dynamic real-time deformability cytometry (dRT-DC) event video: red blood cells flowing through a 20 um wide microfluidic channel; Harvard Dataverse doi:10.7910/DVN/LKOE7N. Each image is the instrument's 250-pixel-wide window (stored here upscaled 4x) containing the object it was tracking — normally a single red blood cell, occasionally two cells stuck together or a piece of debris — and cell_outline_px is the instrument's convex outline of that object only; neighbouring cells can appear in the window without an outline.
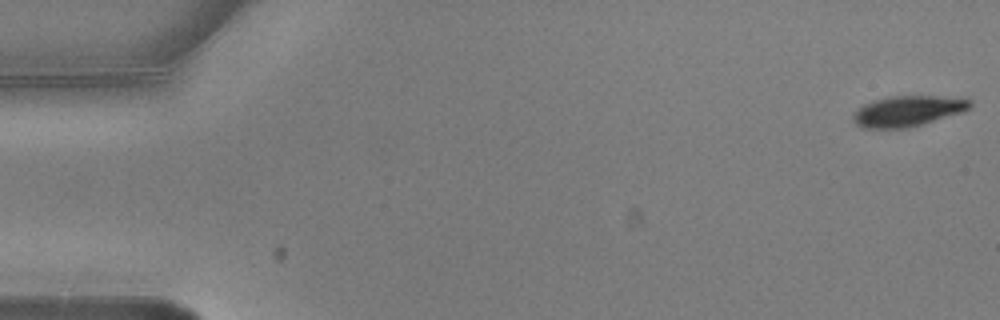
{"species": "common noctule bat (a hibernating species)", "species_latin": "Nyctalus noctula", "temperature_condition": "warm", "stored_images_in_passage": 5, "camera_frame_rate_fps": 3000, "um_per_image_px": 0.085, "animal": {"sex": "male", "body_mass_g": 20.5, "forearm_length_mm": 52.5}, "frame": {"image": 1, "passage_image": 1, "time_ms": 0.0, "image_size_px": [1000, 320], "cell_outline_px": [[972, 104], [968, 108], [960, 112], [908, 128], [860, 128], [852, 120], [852, 116], [864, 104], [876, 100], [892, 96], [932, 96], [972, 100]], "centroid_in_image_um": [77.1, 9.45], "position_along_channel_um": 7.9, "area_um2": 20.29}}
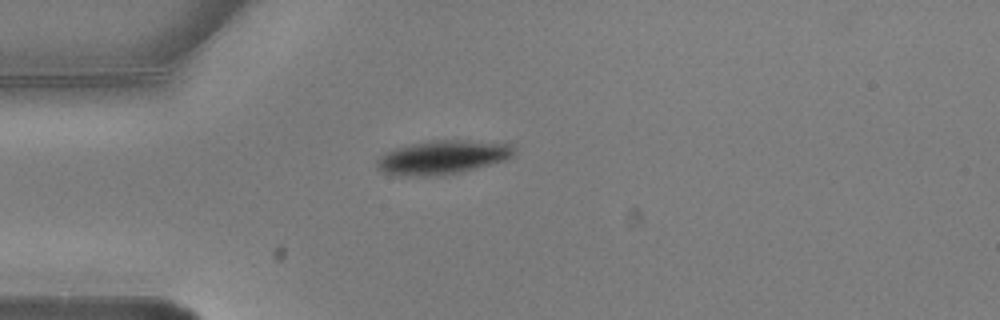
{"frame": {"image": 2, "passage_image": 5, "time_ms": 1.333, "image_size_px": [1000, 320], "cell_outline_px": [[516, 152], [508, 160], [444, 176], [404, 176], [384, 172], [376, 168], [376, 160], [380, 156], [396, 148], [412, 144], [432, 140], [460, 140], [512, 144], [516, 148]], "centroid_in_image_um": [37.65, 13.38], "position_along_channel_um": 47.3, "area_um2": 27.11}}